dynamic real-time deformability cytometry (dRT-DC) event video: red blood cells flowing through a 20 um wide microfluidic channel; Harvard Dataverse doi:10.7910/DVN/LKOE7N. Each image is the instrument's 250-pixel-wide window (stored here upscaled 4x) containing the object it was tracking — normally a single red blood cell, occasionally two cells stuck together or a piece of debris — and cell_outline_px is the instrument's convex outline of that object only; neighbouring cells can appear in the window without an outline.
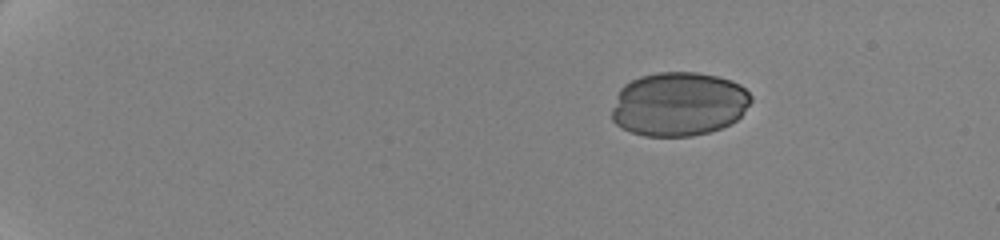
{"species": "human", "species_latin": "Homo sapiens", "temperature_condition": "cold", "stored_images_in_passage": 22, "camera_frame_rate_fps": 3000, "um_per_image_px": 0.085, "donor": {"sex": "female"}, "frame": {"image": 1, "passage_image": 1, "time_ms": 0.0, "image_size_px": [1000, 240], "cell_outline_px": [[752, 100], [740, 116], [736, 120], [720, 128], [708, 132], [692, 136], [644, 136], [632, 132], [616, 124], [612, 120], [612, 108], [616, 96], [620, 88], [624, 84], [640, 76], [656, 72], [696, 72], [716, 76], [732, 80], [740, 84], [752, 96]], "centroid_in_image_um": [57.68, 8.83], "position_along_channel_um": 27.3, "area_um2": 52.02}}
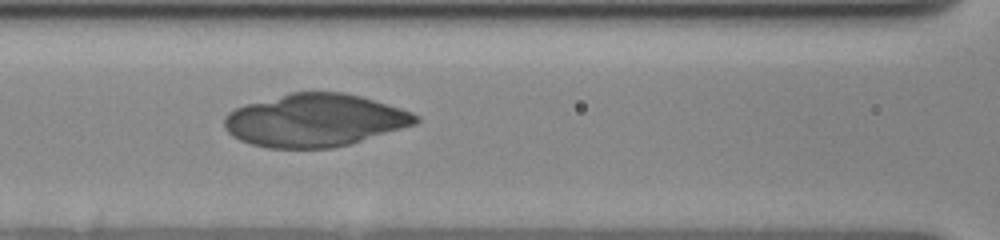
{"frame": {"image": 2, "passage_image": 10, "time_ms": 6.667, "image_size_px": [1000, 240], "cell_outline_px": [[420, 120], [416, 124], [348, 144], [332, 148], [268, 148], [252, 144], [240, 140], [232, 136], [224, 128], [224, 116], [228, 112], [236, 108], [248, 104], [288, 92], [344, 92], [360, 96], [400, 108], [412, 112], [420, 116]], "centroid_in_image_um": [26.74, 10.22], "position_along_channel_um": 139.9, "area_um2": 58.61}}
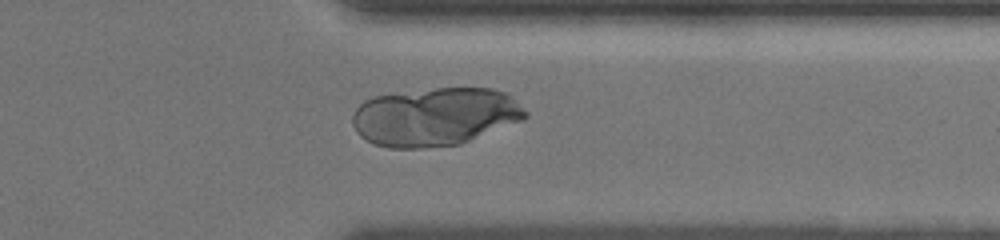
{"frame": {"image": 3, "passage_image": 19, "time_ms": 13.333, "image_size_px": [1000, 240], "cell_outline_px": [[528, 116], [524, 120], [460, 144], [420, 148], [388, 148], [372, 144], [360, 136], [356, 132], [352, 124], [352, 116], [356, 108], [364, 100], [372, 96], [436, 88], [492, 88], [508, 92], [528, 112]], "centroid_in_image_um": [36.99, 9.92], "position_along_channel_um": 374.4, "area_um2": 59.25}}